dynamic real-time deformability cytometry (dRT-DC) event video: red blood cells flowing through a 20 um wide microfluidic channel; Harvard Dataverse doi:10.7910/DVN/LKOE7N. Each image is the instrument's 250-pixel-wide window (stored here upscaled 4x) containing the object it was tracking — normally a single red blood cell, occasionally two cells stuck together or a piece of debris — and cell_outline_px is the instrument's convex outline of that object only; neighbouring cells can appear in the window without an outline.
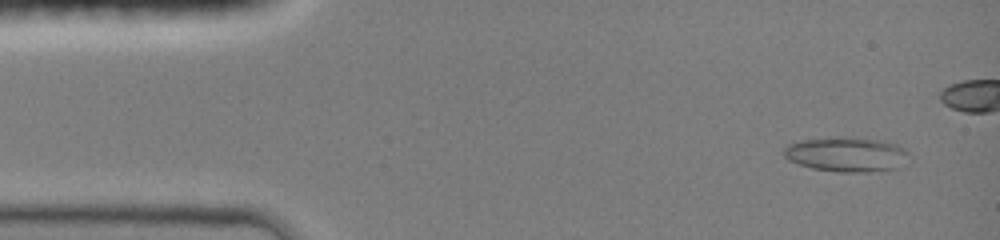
{"species": "common noctule bat (a hibernating species)", "species_latin": "Nyctalus noctula", "temperature_condition": "room temperature", "stored_images_in_passage": 5, "camera_frame_rate_fps": 3000, "um_per_image_px": 0.085, "animal": {"sex": "female", "body_mass_g": 19.0, "forearm_length_mm": 51.5}, "frame": {"image": 1, "passage_image": 1, "time_ms": 0.0, "image_size_px": [1000, 240], "cell_outline_px": [[908, 152], [896, 168], [852, 172], [844, 172], [812, 168], [788, 160], [784, 156], [784, 148], [788, 144], [804, 140], [832, 136], [852, 136], [880, 140], [892, 144]], "centroid_in_image_um": [71.83, 13.08], "position_along_channel_um": 13.2, "area_um2": 24.62}}